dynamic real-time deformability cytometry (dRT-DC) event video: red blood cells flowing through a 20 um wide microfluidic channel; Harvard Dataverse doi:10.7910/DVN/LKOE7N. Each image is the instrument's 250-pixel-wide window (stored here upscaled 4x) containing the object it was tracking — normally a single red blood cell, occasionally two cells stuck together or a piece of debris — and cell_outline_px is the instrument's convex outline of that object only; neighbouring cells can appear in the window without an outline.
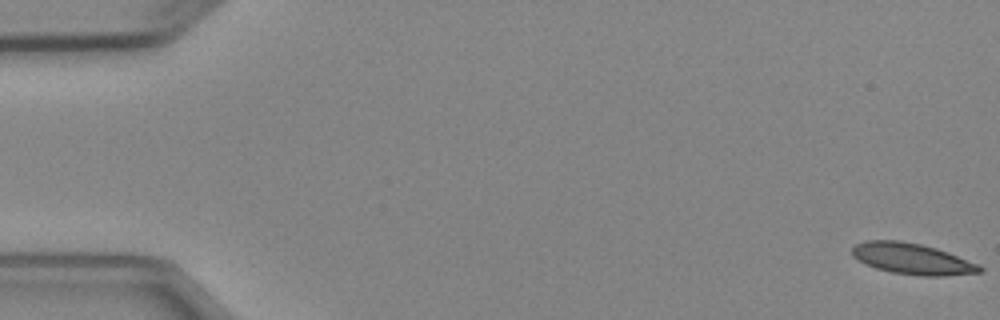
{"species": "Egyptian fruit bat (a non-hibernating species)", "species_latin": "Rousettus aegyptiacus", "temperature_condition": "cold", "stored_images_in_passage": 4, "camera_frame_rate_fps": 3000, "um_per_image_px": 0.085, "animal": {"sex": "female"}, "frame": {"image": 1, "passage_image": 1, "time_ms": 0.0, "image_size_px": [1000, 320], "cell_outline_px": [[984, 272], [944, 276], [920, 276], [892, 272], [876, 268], [864, 264], [852, 256], [852, 248], [856, 244], [864, 240], [900, 240], [920, 244], [936, 248], [948, 252], [976, 264], [984, 268]], "centroid_in_image_um": [77.51, 22.0], "position_along_channel_um": 7.5, "area_um2": 23.12}}
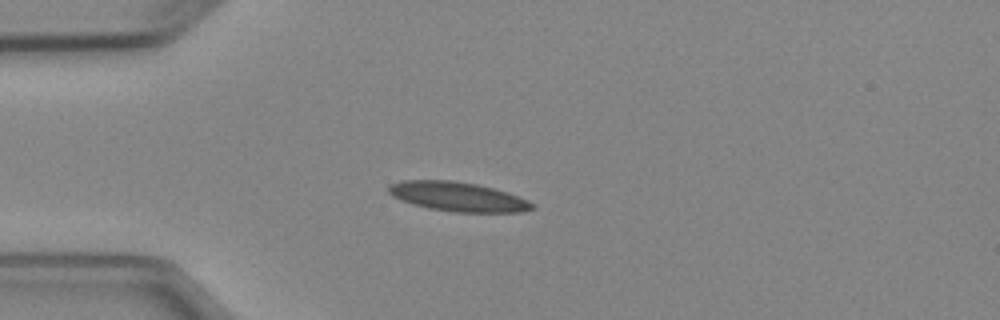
{"frame": {"image": 2, "passage_image": 4, "time_ms": 4.333, "image_size_px": [1000, 320], "cell_outline_px": [[536, 204], [532, 208], [520, 212], [452, 212], [428, 208], [412, 204], [400, 200], [392, 196], [388, 192], [388, 184], [400, 180], [452, 180], [476, 184], [508, 192], [528, 200]], "centroid_in_image_um": [38.87, 16.71], "position_along_channel_um": 46.1, "area_um2": 24.68}}